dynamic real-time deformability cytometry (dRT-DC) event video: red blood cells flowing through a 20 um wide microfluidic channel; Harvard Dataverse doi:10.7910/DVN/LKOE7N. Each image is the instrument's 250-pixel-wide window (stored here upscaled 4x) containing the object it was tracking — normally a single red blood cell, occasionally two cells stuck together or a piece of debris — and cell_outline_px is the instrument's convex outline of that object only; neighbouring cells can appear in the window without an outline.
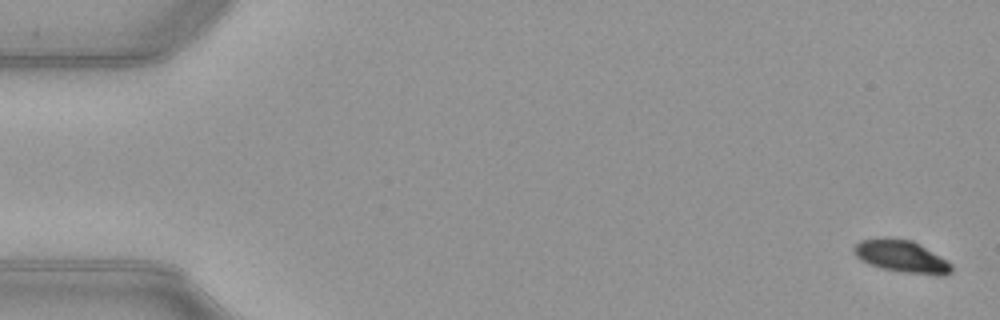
{"species": "common noctule bat (a hibernating species)", "species_latin": "Nyctalus noctula", "temperature_condition": "warm", "stored_images_in_passage": 53, "camera_frame_rate_fps": 3000, "um_per_image_px": 0.085, "animal": {"sex": "female", "body_mass_g": 21.9}, "frame": {"image": 1, "passage_image": 2, "time_ms": 0.333, "image_size_px": [1000, 320], "cell_outline_px": [[952, 272], [944, 276], [936, 276], [904, 272], [884, 268], [860, 260], [852, 252], [852, 248], [860, 240], [912, 240], [948, 260], [952, 264]], "centroid_in_image_um": [76.7, 21.84], "position_along_channel_um": 8.3, "area_um2": 17.86}}
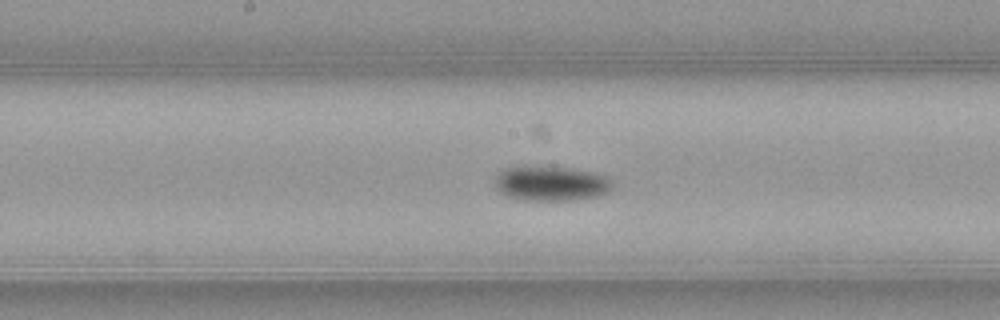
{"frame": {"image": 2, "passage_image": 28, "time_ms": 9.0, "image_size_px": [1000, 320], "cell_outline_px": [[612, 188], [608, 192], [600, 196], [572, 200], [520, 200], [508, 196], [500, 192], [496, 188], [496, 176], [504, 168], [524, 164], [576, 168], [600, 172], [608, 176], [612, 180]], "centroid_in_image_um": [46.88, 15.55], "position_along_channel_um": 201.3, "area_um2": 24.8}}
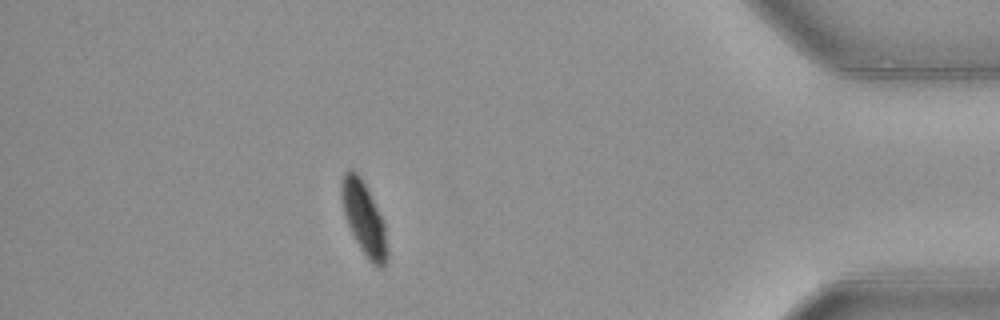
{"frame": {"image": 3, "passage_image": 47, "time_ms": 15.333, "image_size_px": [1000, 320], "cell_outline_px": [[388, 252], [384, 268], [380, 268], [372, 264], [368, 260], [360, 248], [344, 216], [340, 196], [340, 180], [344, 172], [348, 168], [352, 168], [360, 176], [384, 220]], "centroid_in_image_um": [30.92, 18.54], "position_along_channel_um": 404.3, "area_um2": 19.71}, "authors_computed_cell_mechanics": {"area_um2": 20.808, "velocity_mm_per_s": 3.9709, "shape_relaxation_time_tau1_ms": 2.6753, "shape_relaxation_time_tau2_ms": null, "deformation_change_tau1": 0.1214, "deformation_change_tau2": null}}